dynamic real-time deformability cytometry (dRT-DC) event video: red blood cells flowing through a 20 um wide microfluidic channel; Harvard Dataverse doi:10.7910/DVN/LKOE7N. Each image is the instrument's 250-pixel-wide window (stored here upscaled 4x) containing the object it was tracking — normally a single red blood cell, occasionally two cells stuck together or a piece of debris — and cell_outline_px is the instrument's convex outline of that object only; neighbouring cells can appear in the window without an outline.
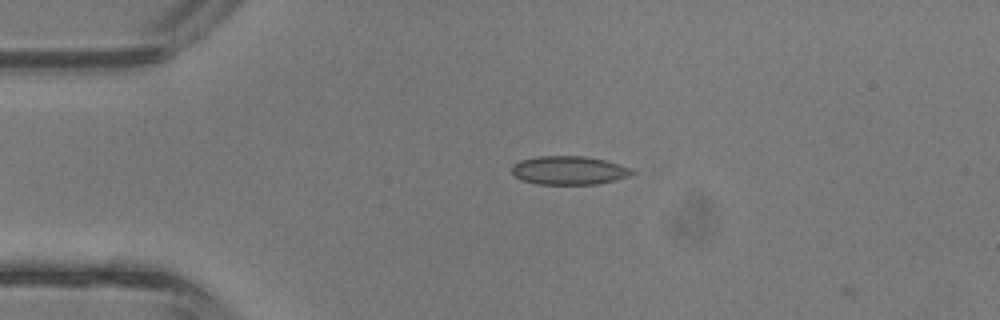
{"species": "common noctule bat (a hibernating species)", "species_latin": "Nyctalus noctula", "temperature_condition": "room temperature", "stored_images_in_passage": 3, "camera_frame_rate_fps": 3000, "um_per_image_px": 0.085, "animal": {"sex": "male", "body_mass_g": 13.3}, "frame": {"image": 1, "passage_image": 2, "time_ms": 0.333, "image_size_px": [1000, 320], "cell_outline_px": [[636, 172], [628, 176], [616, 180], [596, 184], [536, 184], [520, 180], [512, 172], [512, 164], [520, 160], [536, 156], [584, 156], [604, 160], [620, 164], [632, 168]], "centroid_in_image_um": [48.36, 14.48], "position_along_channel_um": 36.6, "area_um2": 20.17}}